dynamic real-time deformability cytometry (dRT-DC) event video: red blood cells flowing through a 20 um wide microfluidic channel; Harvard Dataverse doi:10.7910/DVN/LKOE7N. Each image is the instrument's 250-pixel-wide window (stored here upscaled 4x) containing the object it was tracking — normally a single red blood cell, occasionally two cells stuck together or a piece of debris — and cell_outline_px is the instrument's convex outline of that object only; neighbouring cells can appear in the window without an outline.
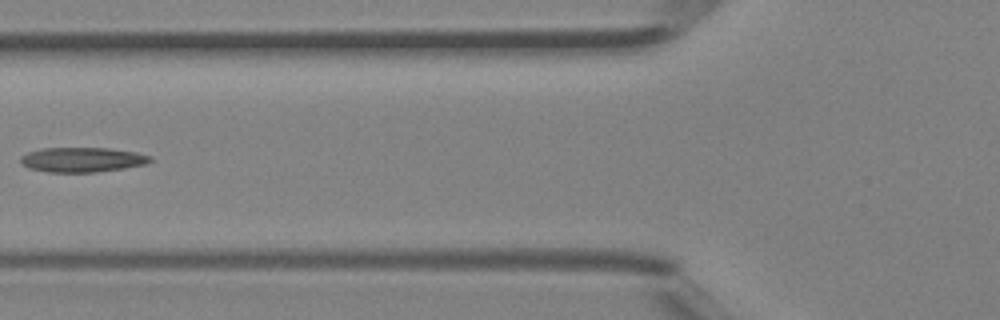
{"species": "Egyptian fruit bat (a non-hibernating species)", "species_latin": "Rousettus aegyptiacus", "temperature_condition": "room temperature", "stored_images_in_passage": 5, "camera_frame_rate_fps": 3000, "um_per_image_px": 0.085, "animal": {"sex": "female"}, "frame": {"image": 1, "passage_image": 5, "time_ms": 1.333, "image_size_px": [1000, 320], "cell_outline_px": [[152, 160], [148, 164], [124, 168], [96, 172], [48, 172], [28, 168], [20, 164], [20, 156], [28, 152], [40, 148], [108, 148], [136, 152], [152, 156]], "centroid_in_image_um": [6.98, 13.57], "position_along_channel_um": 118.8, "area_um2": 18.9}}